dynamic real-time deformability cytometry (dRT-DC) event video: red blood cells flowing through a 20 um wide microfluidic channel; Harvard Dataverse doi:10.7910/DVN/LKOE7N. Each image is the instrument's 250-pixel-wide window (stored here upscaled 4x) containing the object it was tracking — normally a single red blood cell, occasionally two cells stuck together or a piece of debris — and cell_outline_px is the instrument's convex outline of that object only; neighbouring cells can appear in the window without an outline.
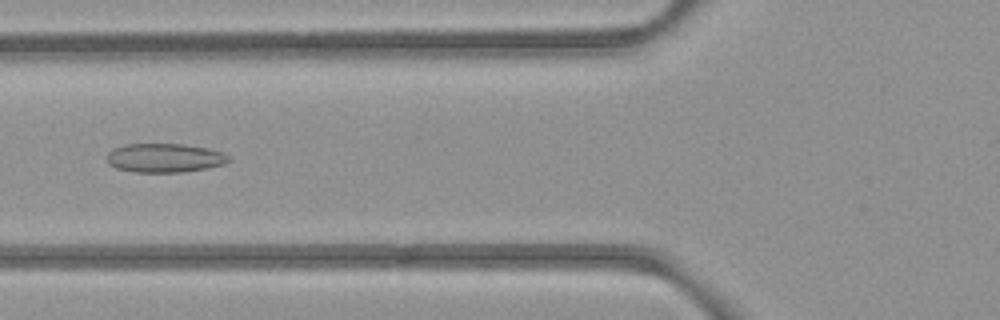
{"species": "common noctule bat (a hibernating species)", "species_latin": "Nyctalus noctula", "temperature_condition": "room temperature", "stored_images_in_passage": 6, "camera_frame_rate_fps": 3000, "um_per_image_px": 0.085, "animal": {"sex": "female", "body_mass_g": 21.9}, "frame": {"image": 1, "passage_image": 6, "time_ms": 5.667, "image_size_px": [1000, 320], "cell_outline_px": [[232, 160], [224, 164], [208, 168], [184, 172], [132, 172], [116, 168], [108, 164], [104, 156], [112, 148], [124, 144], [184, 144], [208, 148], [224, 152]], "centroid_in_image_um": [13.96, 13.42], "position_along_channel_um": 111.8, "area_um2": 20.98}}